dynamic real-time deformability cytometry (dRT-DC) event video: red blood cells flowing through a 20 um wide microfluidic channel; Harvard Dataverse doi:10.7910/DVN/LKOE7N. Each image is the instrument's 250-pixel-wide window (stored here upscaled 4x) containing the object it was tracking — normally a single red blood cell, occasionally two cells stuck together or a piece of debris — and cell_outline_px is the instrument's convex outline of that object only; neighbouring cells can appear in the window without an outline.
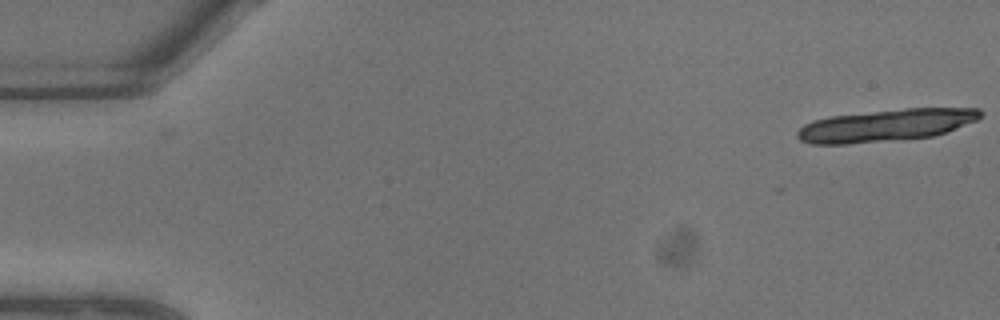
{"species": "common noctule bat (a hibernating species)", "species_latin": "Nyctalus noctula", "temperature_condition": "warm", "stored_images_in_passage": 9, "camera_frame_rate_fps": 3000, "um_per_image_px": 0.085, "animal": {"sex": "male", "body_mass_g": 13.3}, "frame": {"image": 1, "passage_image": 1, "time_ms": 0.0, "image_size_px": [1000, 320], "cell_outline_px": [[984, 112], [976, 120], [944, 132], [932, 136], [848, 144], [812, 144], [800, 140], [796, 136], [796, 132], [804, 124], [812, 120], [828, 116], [904, 108], [980, 108]], "centroid_in_image_um": [75.25, 10.64], "position_along_channel_um": 9.8, "area_um2": 34.1}}